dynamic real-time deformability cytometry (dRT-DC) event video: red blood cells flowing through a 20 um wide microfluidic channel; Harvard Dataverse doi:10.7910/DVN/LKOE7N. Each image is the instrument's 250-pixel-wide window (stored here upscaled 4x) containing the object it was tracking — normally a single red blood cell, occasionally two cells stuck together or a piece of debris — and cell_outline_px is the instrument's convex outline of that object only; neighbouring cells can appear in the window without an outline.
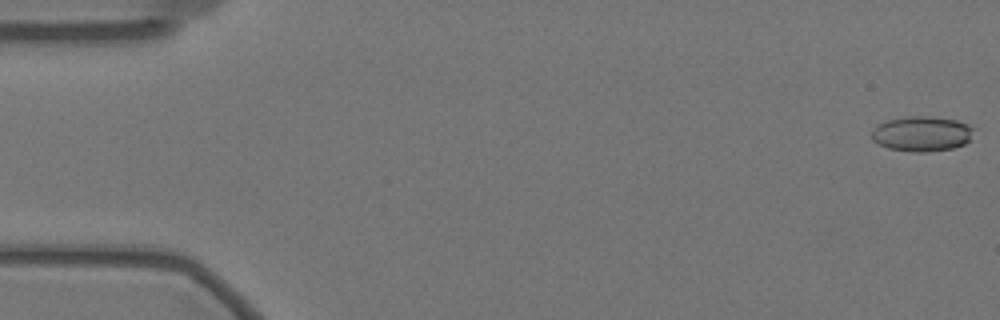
{"species": "Egyptian fruit bat (a non-hibernating species)", "species_latin": "Rousettus aegyptiacus", "temperature_condition": "warm", "stored_images_in_passage": 58, "camera_frame_rate_fps": 3000, "um_per_image_px": 0.085, "animal": {"sex": "female"}, "frame": {"image": 1, "passage_image": 1, "time_ms": 0.0, "image_size_px": [1000, 320], "cell_outline_px": [[972, 140], [964, 144], [952, 148], [924, 152], [916, 152], [888, 148], [872, 140], [872, 132], [880, 124], [888, 120], [908, 116], [932, 116], [956, 120], [968, 124], [972, 128]], "centroid_in_image_um": [78.39, 11.37], "position_along_channel_um": 6.6, "area_um2": 20.69}}
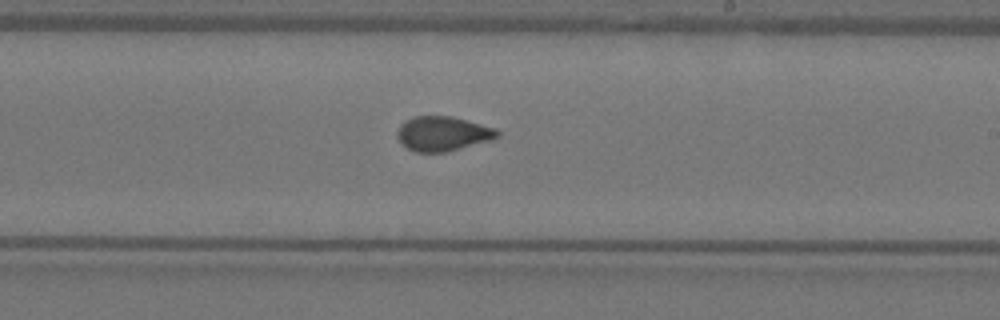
{"frame": {"image": 2, "passage_image": 34, "time_ms": 11.0, "image_size_px": [1000, 320], "cell_outline_px": [[500, 136], [492, 140], [444, 152], [416, 152], [408, 148], [396, 136], [396, 132], [400, 124], [404, 120], [412, 116], [452, 116], [496, 128], [500, 132]], "centroid_in_image_um": [37.64, 11.34], "position_along_channel_um": 251.4, "area_um2": 20.23}}
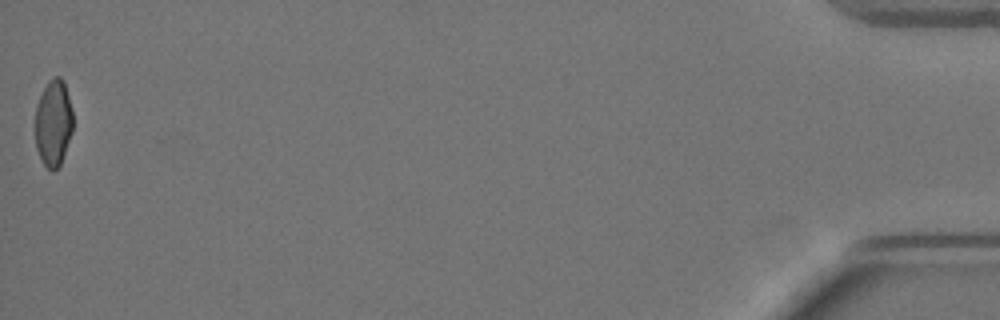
{"frame": {"image": 3, "passage_image": 58, "time_ms": 19.0, "image_size_px": [1000, 320], "cell_outline_px": [[72, 132], [60, 164], [52, 172], [40, 160], [36, 148], [36, 104], [48, 80], [56, 76], [60, 76], [64, 80], [72, 108]], "centroid_in_image_um": [4.54, 10.43], "position_along_channel_um": 430.7, "area_um2": 19.02}, "authors_computed_cell_mechanics": {"area_um2": 20.2878, "velocity_mm_per_s": 3.4863, "shape_relaxation_time_tau1_ms": 7.9618, "shape_relaxation_time_tau2_ms": 1.1144, "deformation_change_tau1": 0.1745, "deformation_change_tau2": 0.0649}}